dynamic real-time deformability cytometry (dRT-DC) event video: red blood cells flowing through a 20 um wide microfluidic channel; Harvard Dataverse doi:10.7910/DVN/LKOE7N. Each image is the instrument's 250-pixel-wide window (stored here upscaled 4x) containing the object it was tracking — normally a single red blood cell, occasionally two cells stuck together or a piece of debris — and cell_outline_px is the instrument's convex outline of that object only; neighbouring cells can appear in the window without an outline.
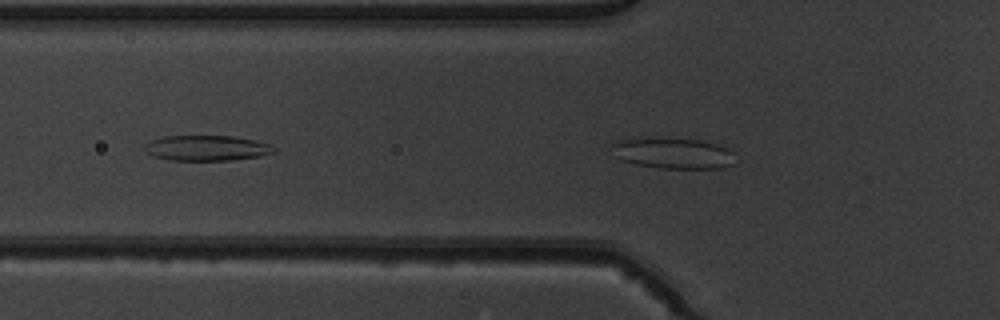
{"species": "common noctule bat (a hibernating species)", "species_latin": "Nyctalus noctula", "temperature_condition": "warm", "stored_images_in_passage": 30, "camera_frame_rate_fps": 3000, "um_per_image_px": 0.085, "animal": {"sex": "male", "body_mass_g": 19.5, "forearm_length_mm": 54.6}, "frame": {"image": 1, "passage_image": 2, "time_ms": 0.333, "image_size_px": [1000, 320], "cell_outline_px": [[736, 164], [724, 168], [660, 168], [636, 164], [620, 160], [612, 156], [612, 144], [624, 140], [700, 140], [716, 144], [728, 148], [732, 152]], "centroid_in_image_um": [57.27, 13.08], "position_along_channel_um": 68.5, "area_um2": 21.56}}
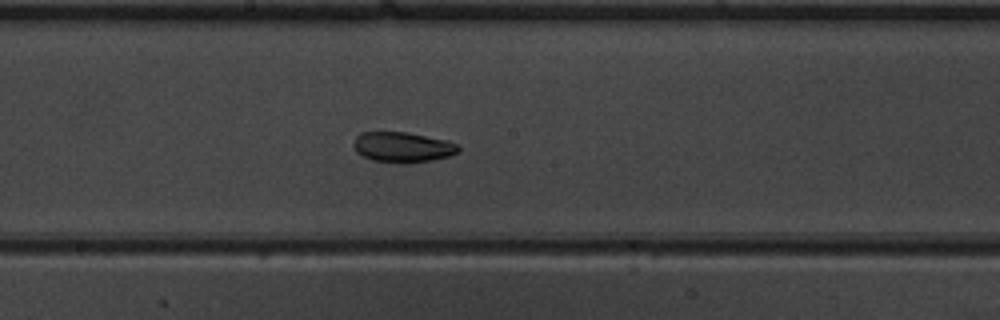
{"frame": {"image": 2, "passage_image": 13, "time_ms": 4.0, "image_size_px": [1000, 320], "cell_outline_px": [[460, 148], [456, 152], [448, 156], [432, 160], [408, 164], [400, 164], [372, 160], [360, 156], [356, 152], [352, 144], [356, 136], [360, 132], [408, 132], [448, 140], [460, 144]], "centroid_in_image_um": [34.2, 12.51], "position_along_channel_um": 214.0, "area_um2": 18.96}}
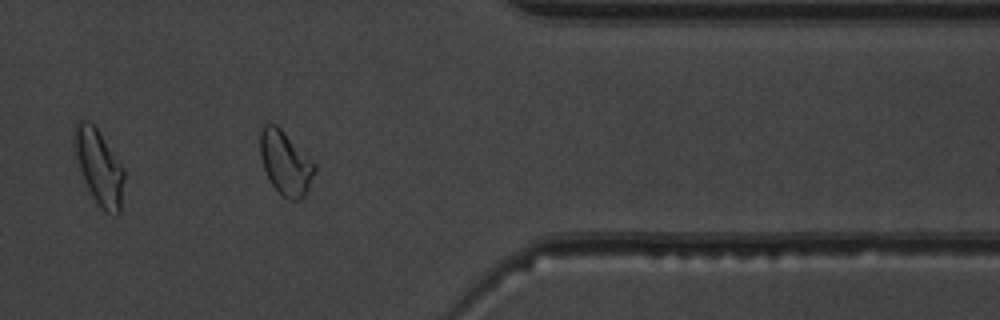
{"frame": {"image": 3, "passage_image": 27, "time_ms": 8.667, "image_size_px": [1000, 320], "cell_outline_px": [[316, 168], [308, 192], [300, 200], [288, 200], [272, 184], [264, 168], [260, 156], [260, 124], [268, 120], [276, 124], [316, 164]], "centroid_in_image_um": [24.25, 13.8], "position_along_channel_um": 387.1, "area_um2": 20.4}, "authors_computed_cell_mechanics": {"area_um2": 18.4093, "velocity_mm_per_s": 3.9975, "shape_relaxation_time_tau1_ms": 7.106, "shape_relaxation_time_tau2_ms": 2.0331, "deformation_change_tau1": 0.1894, "deformation_change_tau2": 0.0733}}